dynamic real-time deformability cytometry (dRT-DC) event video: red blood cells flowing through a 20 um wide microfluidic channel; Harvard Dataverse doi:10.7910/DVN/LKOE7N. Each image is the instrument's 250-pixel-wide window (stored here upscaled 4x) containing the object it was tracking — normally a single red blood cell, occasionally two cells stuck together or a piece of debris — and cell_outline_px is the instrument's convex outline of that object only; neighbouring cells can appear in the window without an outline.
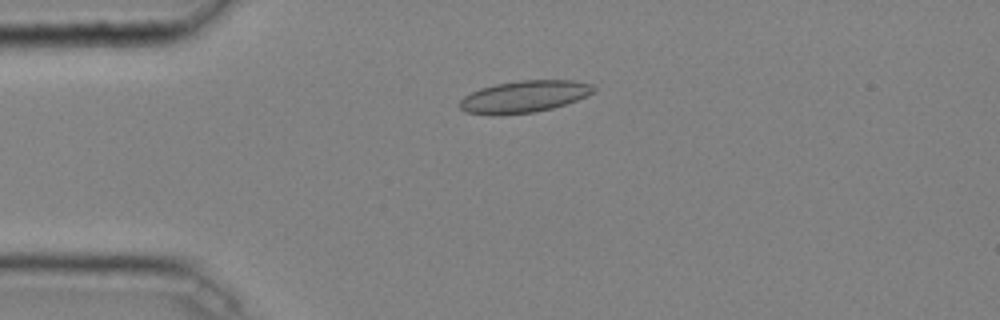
{"species": "common noctule bat (a hibernating species)", "species_latin": "Nyctalus noctula", "temperature_condition": "cold", "stored_images_in_passage": 43, "camera_frame_rate_fps": 3000, "um_per_image_px": 0.085, "animal": {"sex": "male", "body_mass_g": 20.4}, "frame": {"image": 1, "passage_image": 12, "time_ms": 3.667, "image_size_px": [1000, 320], "cell_outline_px": [[596, 88], [592, 92], [576, 100], [552, 108], [532, 112], [464, 112], [460, 108], [460, 100], [464, 96], [480, 88], [496, 84], [520, 80], [572, 80], [592, 84]], "centroid_in_image_um": [44.6, 8.16], "position_along_channel_um": 40.4, "area_um2": 23.81}}
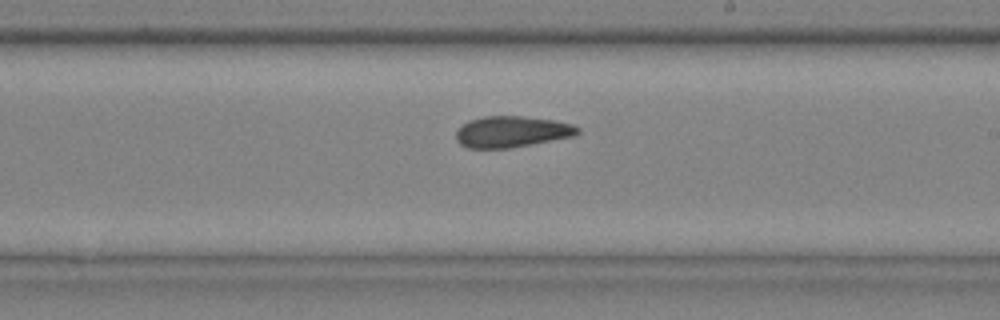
{"frame": {"image": 2, "passage_image": 29, "time_ms": 9.333, "image_size_px": [1000, 320], "cell_outline_px": [[580, 132], [576, 136], [508, 148], [468, 148], [460, 144], [456, 140], [456, 132], [468, 120], [484, 116], [524, 116], [552, 120], [572, 124], [580, 128]], "centroid_in_image_um": [43.51, 11.19], "position_along_channel_um": 245.5, "area_um2": 22.08}}
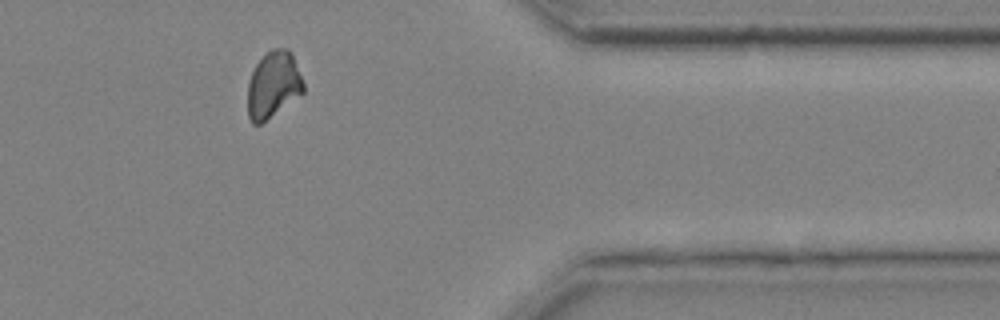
{"frame": {"image": 3, "passage_image": 41, "time_ms": 13.333, "image_size_px": [1000, 320], "cell_outline_px": [[304, 92], [260, 124], [252, 124], [248, 116], [248, 84], [252, 72], [256, 64], [264, 52], [272, 48], [288, 48], [292, 52], [304, 84]], "centroid_in_image_um": [23.22, 7.16], "position_along_channel_um": 388.2, "area_um2": 21.62}, "authors_computed_cell_mechanics": {"area_um2": 23.1778, "velocity_mm_per_s": 4.0475, "shape_relaxation_time_tau1_ms": 6.8429, "shape_relaxation_time_tau2_ms": 1.74, "deformation_change_tau1": 0.1181, "deformation_change_tau2": 0.0645}}